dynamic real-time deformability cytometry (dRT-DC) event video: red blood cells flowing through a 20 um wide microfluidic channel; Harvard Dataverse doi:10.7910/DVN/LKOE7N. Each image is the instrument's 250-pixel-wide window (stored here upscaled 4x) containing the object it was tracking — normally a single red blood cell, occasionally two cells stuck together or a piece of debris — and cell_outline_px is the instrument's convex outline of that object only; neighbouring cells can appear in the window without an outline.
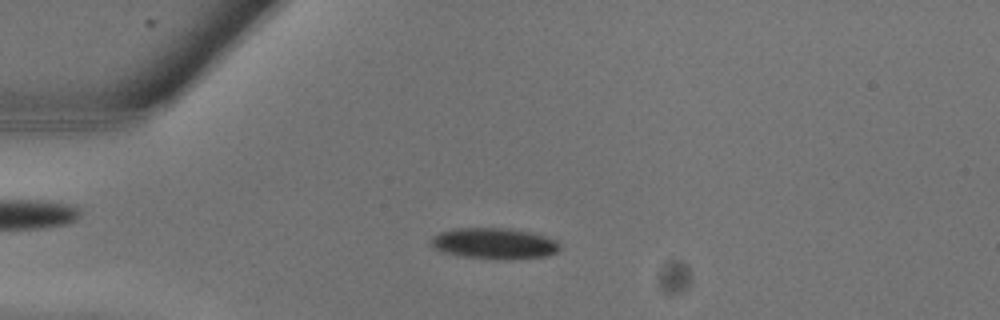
{"species": "common noctule bat (a hibernating species)", "species_latin": "Nyctalus noctula", "temperature_condition": "warm", "stored_images_in_passage": 9, "camera_frame_rate_fps": 3000, "um_per_image_px": 0.085, "animal": {"sex": "male", "body_mass_g": 13.3}, "frame": {"image": 1, "passage_image": 6, "time_ms": 1.667, "image_size_px": [1000, 320], "cell_outline_px": [[560, 248], [556, 252], [548, 256], [512, 260], [464, 256], [444, 252], [432, 248], [428, 244], [432, 236], [440, 232], [456, 228], [504, 228], [528, 232], [544, 236], [556, 240]], "centroid_in_image_um": [41.98, 20.7], "position_along_channel_um": 43.0, "area_um2": 23.24}}